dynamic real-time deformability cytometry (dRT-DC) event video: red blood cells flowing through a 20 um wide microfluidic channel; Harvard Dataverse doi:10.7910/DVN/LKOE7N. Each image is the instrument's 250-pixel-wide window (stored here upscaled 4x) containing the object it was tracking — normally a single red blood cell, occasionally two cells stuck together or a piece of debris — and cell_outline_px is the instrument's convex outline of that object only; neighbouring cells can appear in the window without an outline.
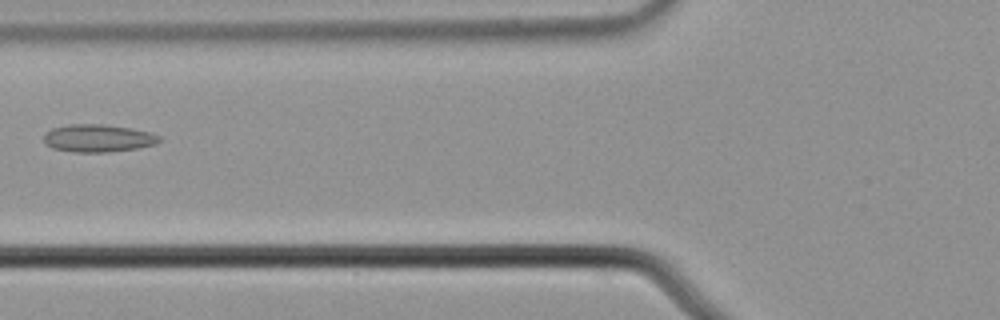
{"species": "common noctule bat (a hibernating species)", "species_latin": "Nyctalus noctula", "temperature_condition": "cold", "stored_images_in_passage": 2, "camera_frame_rate_fps": 3000, "um_per_image_px": 0.085, "animal": {"sex": "male", "body_mass_g": 21.5, "forearm_length_mm": 52.0}, "frame": {"image": 1, "passage_image": 2, "time_ms": 0.333, "image_size_px": [1000, 320], "cell_outline_px": [[160, 140], [156, 144], [136, 148], [104, 152], [76, 152], [52, 148], [44, 144], [44, 136], [52, 128], [68, 124], [104, 124], [132, 128], [152, 132], [160, 136]], "centroid_in_image_um": [8.34, 11.73], "position_along_channel_um": 117.5, "area_um2": 18.61}}